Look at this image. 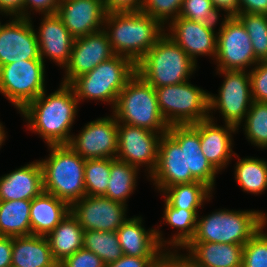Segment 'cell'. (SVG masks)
I'll return each instance as SVG.
<instances>
[{"instance_id":"cell-1","label":"cell","mask_w":267,"mask_h":267,"mask_svg":"<svg viewBox=\"0 0 267 267\" xmlns=\"http://www.w3.org/2000/svg\"><path fill=\"white\" fill-rule=\"evenodd\" d=\"M78 104L72 87L60 83L57 90L49 95L45 90L18 113L25 119L28 131L38 134L47 146L68 145Z\"/></svg>"},{"instance_id":"cell-2","label":"cell","mask_w":267,"mask_h":267,"mask_svg":"<svg viewBox=\"0 0 267 267\" xmlns=\"http://www.w3.org/2000/svg\"><path fill=\"white\" fill-rule=\"evenodd\" d=\"M116 55L130 59L135 65L165 33V27L141 11L109 12L104 29Z\"/></svg>"},{"instance_id":"cell-3","label":"cell","mask_w":267,"mask_h":267,"mask_svg":"<svg viewBox=\"0 0 267 267\" xmlns=\"http://www.w3.org/2000/svg\"><path fill=\"white\" fill-rule=\"evenodd\" d=\"M198 65L165 33L136 64V73L154 88L189 81Z\"/></svg>"},{"instance_id":"cell-4","label":"cell","mask_w":267,"mask_h":267,"mask_svg":"<svg viewBox=\"0 0 267 267\" xmlns=\"http://www.w3.org/2000/svg\"><path fill=\"white\" fill-rule=\"evenodd\" d=\"M50 151L40 164L43 190L69 205L86 196L84 169L86 160L69 145H48Z\"/></svg>"},{"instance_id":"cell-5","label":"cell","mask_w":267,"mask_h":267,"mask_svg":"<svg viewBox=\"0 0 267 267\" xmlns=\"http://www.w3.org/2000/svg\"><path fill=\"white\" fill-rule=\"evenodd\" d=\"M199 216L191 241L244 245L267 223V214L261 210L224 208Z\"/></svg>"},{"instance_id":"cell-6","label":"cell","mask_w":267,"mask_h":267,"mask_svg":"<svg viewBox=\"0 0 267 267\" xmlns=\"http://www.w3.org/2000/svg\"><path fill=\"white\" fill-rule=\"evenodd\" d=\"M135 74L136 65L130 59L115 54L90 72L75 78L69 85L79 103L85 100L102 101L111 105L113 110L119 93Z\"/></svg>"},{"instance_id":"cell-7","label":"cell","mask_w":267,"mask_h":267,"mask_svg":"<svg viewBox=\"0 0 267 267\" xmlns=\"http://www.w3.org/2000/svg\"><path fill=\"white\" fill-rule=\"evenodd\" d=\"M111 114L118 123L138 126L162 135L170 127L158 107L155 88L137 73L119 93Z\"/></svg>"},{"instance_id":"cell-8","label":"cell","mask_w":267,"mask_h":267,"mask_svg":"<svg viewBox=\"0 0 267 267\" xmlns=\"http://www.w3.org/2000/svg\"><path fill=\"white\" fill-rule=\"evenodd\" d=\"M158 107L169 126L198 123L209 118V93L190 80L155 88Z\"/></svg>"},{"instance_id":"cell-9","label":"cell","mask_w":267,"mask_h":267,"mask_svg":"<svg viewBox=\"0 0 267 267\" xmlns=\"http://www.w3.org/2000/svg\"><path fill=\"white\" fill-rule=\"evenodd\" d=\"M223 76L218 94L209 92V117L218 110L224 124L239 130L252 103V90L249 71L217 70Z\"/></svg>"},{"instance_id":"cell-10","label":"cell","mask_w":267,"mask_h":267,"mask_svg":"<svg viewBox=\"0 0 267 267\" xmlns=\"http://www.w3.org/2000/svg\"><path fill=\"white\" fill-rule=\"evenodd\" d=\"M42 60H24L0 66V93L19 112L46 90Z\"/></svg>"},{"instance_id":"cell-11","label":"cell","mask_w":267,"mask_h":267,"mask_svg":"<svg viewBox=\"0 0 267 267\" xmlns=\"http://www.w3.org/2000/svg\"><path fill=\"white\" fill-rule=\"evenodd\" d=\"M217 30V54L213 61L216 70L250 71L259 62L249 34L235 16H224Z\"/></svg>"},{"instance_id":"cell-12","label":"cell","mask_w":267,"mask_h":267,"mask_svg":"<svg viewBox=\"0 0 267 267\" xmlns=\"http://www.w3.org/2000/svg\"><path fill=\"white\" fill-rule=\"evenodd\" d=\"M162 134L150 130L118 123V150L116 158L148 171L147 179L154 172L158 161V147ZM141 166V167H140Z\"/></svg>"},{"instance_id":"cell-13","label":"cell","mask_w":267,"mask_h":267,"mask_svg":"<svg viewBox=\"0 0 267 267\" xmlns=\"http://www.w3.org/2000/svg\"><path fill=\"white\" fill-rule=\"evenodd\" d=\"M118 121L114 115L97 118L72 135L68 145L85 160L115 159L118 150Z\"/></svg>"},{"instance_id":"cell-14","label":"cell","mask_w":267,"mask_h":267,"mask_svg":"<svg viewBox=\"0 0 267 267\" xmlns=\"http://www.w3.org/2000/svg\"><path fill=\"white\" fill-rule=\"evenodd\" d=\"M127 208L105 196L86 195L70 205V212L84 231L116 232L128 219Z\"/></svg>"},{"instance_id":"cell-15","label":"cell","mask_w":267,"mask_h":267,"mask_svg":"<svg viewBox=\"0 0 267 267\" xmlns=\"http://www.w3.org/2000/svg\"><path fill=\"white\" fill-rule=\"evenodd\" d=\"M215 26L217 25L178 17L165 26V34L197 64L198 56H209L215 60L217 54Z\"/></svg>"},{"instance_id":"cell-16","label":"cell","mask_w":267,"mask_h":267,"mask_svg":"<svg viewBox=\"0 0 267 267\" xmlns=\"http://www.w3.org/2000/svg\"><path fill=\"white\" fill-rule=\"evenodd\" d=\"M24 60H41L32 17H11L0 31V66Z\"/></svg>"},{"instance_id":"cell-17","label":"cell","mask_w":267,"mask_h":267,"mask_svg":"<svg viewBox=\"0 0 267 267\" xmlns=\"http://www.w3.org/2000/svg\"><path fill=\"white\" fill-rule=\"evenodd\" d=\"M114 55L109 36L104 30L75 38L69 62L63 68L65 75L61 83L70 84Z\"/></svg>"},{"instance_id":"cell-18","label":"cell","mask_w":267,"mask_h":267,"mask_svg":"<svg viewBox=\"0 0 267 267\" xmlns=\"http://www.w3.org/2000/svg\"><path fill=\"white\" fill-rule=\"evenodd\" d=\"M57 16L74 38L104 29L107 12L103 0H60Z\"/></svg>"},{"instance_id":"cell-19","label":"cell","mask_w":267,"mask_h":267,"mask_svg":"<svg viewBox=\"0 0 267 267\" xmlns=\"http://www.w3.org/2000/svg\"><path fill=\"white\" fill-rule=\"evenodd\" d=\"M155 190L197 181L191 173H186L185 147H180L167 133L162 135L158 147V161L149 179Z\"/></svg>"},{"instance_id":"cell-20","label":"cell","mask_w":267,"mask_h":267,"mask_svg":"<svg viewBox=\"0 0 267 267\" xmlns=\"http://www.w3.org/2000/svg\"><path fill=\"white\" fill-rule=\"evenodd\" d=\"M215 120L213 116L191 125L199 132L204 156L220 173L231 164L230 162L235 156L232 142H234L233 134H236L238 129L229 124L218 125Z\"/></svg>"},{"instance_id":"cell-21","label":"cell","mask_w":267,"mask_h":267,"mask_svg":"<svg viewBox=\"0 0 267 267\" xmlns=\"http://www.w3.org/2000/svg\"><path fill=\"white\" fill-rule=\"evenodd\" d=\"M167 134L180 146L185 147L186 173L205 183L213 191L219 172L206 159L200 144L199 132L191 125H171Z\"/></svg>"},{"instance_id":"cell-22","label":"cell","mask_w":267,"mask_h":267,"mask_svg":"<svg viewBox=\"0 0 267 267\" xmlns=\"http://www.w3.org/2000/svg\"><path fill=\"white\" fill-rule=\"evenodd\" d=\"M39 28L36 30L40 58L45 63L48 59L63 69L69 62L74 37L64 26L57 14L41 15ZM46 56V57H45Z\"/></svg>"},{"instance_id":"cell-23","label":"cell","mask_w":267,"mask_h":267,"mask_svg":"<svg viewBox=\"0 0 267 267\" xmlns=\"http://www.w3.org/2000/svg\"><path fill=\"white\" fill-rule=\"evenodd\" d=\"M243 246L190 241L181 254L192 267H242ZM188 252V253H187Z\"/></svg>"},{"instance_id":"cell-24","label":"cell","mask_w":267,"mask_h":267,"mask_svg":"<svg viewBox=\"0 0 267 267\" xmlns=\"http://www.w3.org/2000/svg\"><path fill=\"white\" fill-rule=\"evenodd\" d=\"M43 191V171L39 160L0 177V201L32 200Z\"/></svg>"},{"instance_id":"cell-25","label":"cell","mask_w":267,"mask_h":267,"mask_svg":"<svg viewBox=\"0 0 267 267\" xmlns=\"http://www.w3.org/2000/svg\"><path fill=\"white\" fill-rule=\"evenodd\" d=\"M143 218L132 216L116 231L124 255L134 257H162L166 251L159 245L156 228H145Z\"/></svg>"},{"instance_id":"cell-26","label":"cell","mask_w":267,"mask_h":267,"mask_svg":"<svg viewBox=\"0 0 267 267\" xmlns=\"http://www.w3.org/2000/svg\"><path fill=\"white\" fill-rule=\"evenodd\" d=\"M164 207L162 221H164V224L177 229V233H174L172 237L170 236V240H165V237L163 238V233L159 228L160 226H158L156 228V238L159 245L166 252H178L179 250L183 249L194 237L199 211L174 208L165 200Z\"/></svg>"},{"instance_id":"cell-27","label":"cell","mask_w":267,"mask_h":267,"mask_svg":"<svg viewBox=\"0 0 267 267\" xmlns=\"http://www.w3.org/2000/svg\"><path fill=\"white\" fill-rule=\"evenodd\" d=\"M70 212V205L43 191L31 200V234L47 236Z\"/></svg>"},{"instance_id":"cell-28","label":"cell","mask_w":267,"mask_h":267,"mask_svg":"<svg viewBox=\"0 0 267 267\" xmlns=\"http://www.w3.org/2000/svg\"><path fill=\"white\" fill-rule=\"evenodd\" d=\"M15 267H59L46 236L12 237V262Z\"/></svg>"},{"instance_id":"cell-29","label":"cell","mask_w":267,"mask_h":267,"mask_svg":"<svg viewBox=\"0 0 267 267\" xmlns=\"http://www.w3.org/2000/svg\"><path fill=\"white\" fill-rule=\"evenodd\" d=\"M83 233L84 229L71 212H69L46 236L51 253L58 263L83 248Z\"/></svg>"},{"instance_id":"cell-30","label":"cell","mask_w":267,"mask_h":267,"mask_svg":"<svg viewBox=\"0 0 267 267\" xmlns=\"http://www.w3.org/2000/svg\"><path fill=\"white\" fill-rule=\"evenodd\" d=\"M214 192L209 186L200 181L187 184H177L165 187L160 194L174 208L198 210L204 203L210 201ZM203 205V206H202Z\"/></svg>"},{"instance_id":"cell-31","label":"cell","mask_w":267,"mask_h":267,"mask_svg":"<svg viewBox=\"0 0 267 267\" xmlns=\"http://www.w3.org/2000/svg\"><path fill=\"white\" fill-rule=\"evenodd\" d=\"M31 200L0 201V236L31 235Z\"/></svg>"},{"instance_id":"cell-32","label":"cell","mask_w":267,"mask_h":267,"mask_svg":"<svg viewBox=\"0 0 267 267\" xmlns=\"http://www.w3.org/2000/svg\"><path fill=\"white\" fill-rule=\"evenodd\" d=\"M139 171L131 164L110 158V180L104 196L128 206V198L136 190Z\"/></svg>"},{"instance_id":"cell-33","label":"cell","mask_w":267,"mask_h":267,"mask_svg":"<svg viewBox=\"0 0 267 267\" xmlns=\"http://www.w3.org/2000/svg\"><path fill=\"white\" fill-rule=\"evenodd\" d=\"M237 157L234 180L247 194L261 195L267 189V161L255 157Z\"/></svg>"},{"instance_id":"cell-34","label":"cell","mask_w":267,"mask_h":267,"mask_svg":"<svg viewBox=\"0 0 267 267\" xmlns=\"http://www.w3.org/2000/svg\"><path fill=\"white\" fill-rule=\"evenodd\" d=\"M83 247L95 253L105 264L112 263L124 254L116 232L84 231Z\"/></svg>"},{"instance_id":"cell-35","label":"cell","mask_w":267,"mask_h":267,"mask_svg":"<svg viewBox=\"0 0 267 267\" xmlns=\"http://www.w3.org/2000/svg\"><path fill=\"white\" fill-rule=\"evenodd\" d=\"M242 124L239 128L243 126L247 141L257 148L267 149V103L253 101Z\"/></svg>"},{"instance_id":"cell-36","label":"cell","mask_w":267,"mask_h":267,"mask_svg":"<svg viewBox=\"0 0 267 267\" xmlns=\"http://www.w3.org/2000/svg\"><path fill=\"white\" fill-rule=\"evenodd\" d=\"M249 34L255 57L259 61L267 59V15L238 13L235 16Z\"/></svg>"},{"instance_id":"cell-37","label":"cell","mask_w":267,"mask_h":267,"mask_svg":"<svg viewBox=\"0 0 267 267\" xmlns=\"http://www.w3.org/2000/svg\"><path fill=\"white\" fill-rule=\"evenodd\" d=\"M110 180V158L87 159L84 169L86 195L104 196Z\"/></svg>"},{"instance_id":"cell-38","label":"cell","mask_w":267,"mask_h":267,"mask_svg":"<svg viewBox=\"0 0 267 267\" xmlns=\"http://www.w3.org/2000/svg\"><path fill=\"white\" fill-rule=\"evenodd\" d=\"M266 226L267 223L244 244L242 267H267Z\"/></svg>"},{"instance_id":"cell-39","label":"cell","mask_w":267,"mask_h":267,"mask_svg":"<svg viewBox=\"0 0 267 267\" xmlns=\"http://www.w3.org/2000/svg\"><path fill=\"white\" fill-rule=\"evenodd\" d=\"M178 17L215 25L222 19L211 0H183Z\"/></svg>"},{"instance_id":"cell-40","label":"cell","mask_w":267,"mask_h":267,"mask_svg":"<svg viewBox=\"0 0 267 267\" xmlns=\"http://www.w3.org/2000/svg\"><path fill=\"white\" fill-rule=\"evenodd\" d=\"M183 0H143L141 12L157 19L164 27L178 18Z\"/></svg>"},{"instance_id":"cell-41","label":"cell","mask_w":267,"mask_h":267,"mask_svg":"<svg viewBox=\"0 0 267 267\" xmlns=\"http://www.w3.org/2000/svg\"><path fill=\"white\" fill-rule=\"evenodd\" d=\"M249 74L253 101L267 103V60L259 61Z\"/></svg>"},{"instance_id":"cell-42","label":"cell","mask_w":267,"mask_h":267,"mask_svg":"<svg viewBox=\"0 0 267 267\" xmlns=\"http://www.w3.org/2000/svg\"><path fill=\"white\" fill-rule=\"evenodd\" d=\"M59 267H105L103 260L84 247L59 263Z\"/></svg>"},{"instance_id":"cell-43","label":"cell","mask_w":267,"mask_h":267,"mask_svg":"<svg viewBox=\"0 0 267 267\" xmlns=\"http://www.w3.org/2000/svg\"><path fill=\"white\" fill-rule=\"evenodd\" d=\"M59 4L60 0H24L23 18L30 19L31 12L39 15L56 14Z\"/></svg>"},{"instance_id":"cell-44","label":"cell","mask_w":267,"mask_h":267,"mask_svg":"<svg viewBox=\"0 0 267 267\" xmlns=\"http://www.w3.org/2000/svg\"><path fill=\"white\" fill-rule=\"evenodd\" d=\"M161 257H134L123 255L117 261L105 264V267H154Z\"/></svg>"},{"instance_id":"cell-45","label":"cell","mask_w":267,"mask_h":267,"mask_svg":"<svg viewBox=\"0 0 267 267\" xmlns=\"http://www.w3.org/2000/svg\"><path fill=\"white\" fill-rule=\"evenodd\" d=\"M107 13L141 11L143 0H103Z\"/></svg>"},{"instance_id":"cell-46","label":"cell","mask_w":267,"mask_h":267,"mask_svg":"<svg viewBox=\"0 0 267 267\" xmlns=\"http://www.w3.org/2000/svg\"><path fill=\"white\" fill-rule=\"evenodd\" d=\"M239 13L267 15V0H238Z\"/></svg>"},{"instance_id":"cell-47","label":"cell","mask_w":267,"mask_h":267,"mask_svg":"<svg viewBox=\"0 0 267 267\" xmlns=\"http://www.w3.org/2000/svg\"><path fill=\"white\" fill-rule=\"evenodd\" d=\"M154 267H187V260L179 252H166Z\"/></svg>"},{"instance_id":"cell-48","label":"cell","mask_w":267,"mask_h":267,"mask_svg":"<svg viewBox=\"0 0 267 267\" xmlns=\"http://www.w3.org/2000/svg\"><path fill=\"white\" fill-rule=\"evenodd\" d=\"M12 262V237L0 236V267H10Z\"/></svg>"},{"instance_id":"cell-49","label":"cell","mask_w":267,"mask_h":267,"mask_svg":"<svg viewBox=\"0 0 267 267\" xmlns=\"http://www.w3.org/2000/svg\"><path fill=\"white\" fill-rule=\"evenodd\" d=\"M24 0H0V10L11 17L23 18Z\"/></svg>"},{"instance_id":"cell-50","label":"cell","mask_w":267,"mask_h":267,"mask_svg":"<svg viewBox=\"0 0 267 267\" xmlns=\"http://www.w3.org/2000/svg\"><path fill=\"white\" fill-rule=\"evenodd\" d=\"M216 10L224 11L225 17L236 16L239 13L238 0H211Z\"/></svg>"},{"instance_id":"cell-51","label":"cell","mask_w":267,"mask_h":267,"mask_svg":"<svg viewBox=\"0 0 267 267\" xmlns=\"http://www.w3.org/2000/svg\"><path fill=\"white\" fill-rule=\"evenodd\" d=\"M6 133L7 131L5 130V126H3V123L0 122V149L7 138Z\"/></svg>"},{"instance_id":"cell-52","label":"cell","mask_w":267,"mask_h":267,"mask_svg":"<svg viewBox=\"0 0 267 267\" xmlns=\"http://www.w3.org/2000/svg\"><path fill=\"white\" fill-rule=\"evenodd\" d=\"M0 15H3V16H6V17H8L9 15L8 14H6L5 12H3V11H1L0 10ZM5 25V23L3 24L1 21H0V31H1V29H2V27Z\"/></svg>"},{"instance_id":"cell-53","label":"cell","mask_w":267,"mask_h":267,"mask_svg":"<svg viewBox=\"0 0 267 267\" xmlns=\"http://www.w3.org/2000/svg\"><path fill=\"white\" fill-rule=\"evenodd\" d=\"M187 267H192L188 261H187Z\"/></svg>"}]
</instances>
